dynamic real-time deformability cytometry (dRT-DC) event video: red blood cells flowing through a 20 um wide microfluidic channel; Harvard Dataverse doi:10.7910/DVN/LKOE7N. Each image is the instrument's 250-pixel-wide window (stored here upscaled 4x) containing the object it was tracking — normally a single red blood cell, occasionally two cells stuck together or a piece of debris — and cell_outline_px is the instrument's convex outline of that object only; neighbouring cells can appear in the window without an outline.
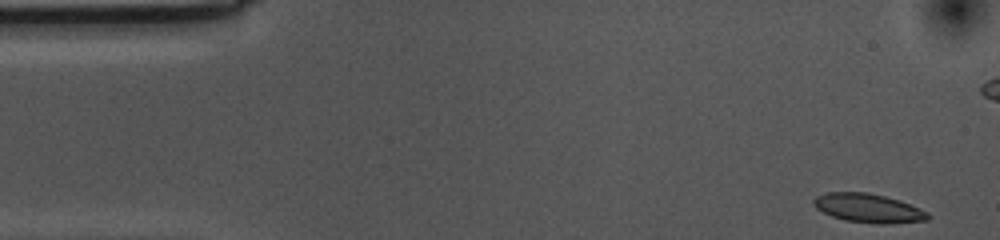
{"species": "common noctule bat (a hibernating species)", "species_latin": "Nyctalus noctula", "temperature_condition": "cold", "stored_images_in_passage": 43, "camera_frame_rate_fps": 3000, "um_per_image_px": 0.085, "animal": {"sex": "female", "body_mass_g": 10.0, "forearm_length_mm": 53.1}, "frame": {"image": 1, "passage_image": 1, "time_ms": 0.0, "image_size_px": [1000, 240], "cell_outline_px": [[932, 216], [928, 220], [888, 224], [880, 224], [844, 220], [832, 216], [816, 208], [812, 204], [812, 200], [816, 196], [828, 192], [868, 192], [900, 200], [920, 208], [928, 212]], "centroid_in_image_um": [73.83, 17.69], "position_along_channel_um": 11.2, "area_um2": 19.36}}
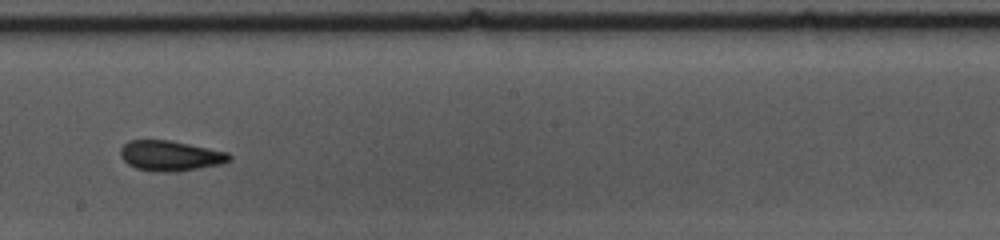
{"frame": {"image": 2, "passage_image": 28, "time_ms": 9.0, "image_size_px": [1000, 240], "cell_outline_px": [[232, 160], [220, 164], [176, 172], [160, 172], [136, 168], [128, 164], [120, 156], [120, 148], [128, 140], [168, 140], [228, 152], [232, 156]], "centroid_in_image_um": [14.47, 13.24], "position_along_channel_um": 233.7, "area_um2": 19.13}}
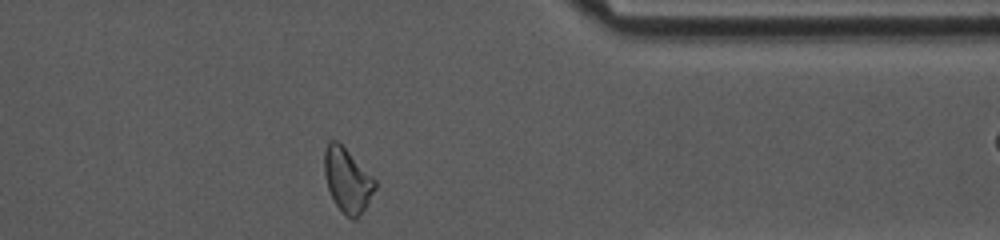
{"frame": {"image": 3, "passage_image": 42, "time_ms": 13.667, "image_size_px": [1000, 240], "cell_outline_px": [[376, 188], [364, 208], [356, 220], [352, 220], [336, 204], [328, 188], [324, 172], [324, 152], [328, 140], [336, 140], [376, 180]], "centroid_in_image_um": [29.51, 15.3], "position_along_channel_um": 381.9, "area_um2": 18.38}, "authors_computed_cell_mechanics": {"area_um2": 19.363, "velocity_mm_per_s": 3.5396, "shape_relaxation_time_tau1_ms": 5.8623, "shape_relaxation_time_tau2_ms": 1.8677, "deformation_change_tau1": 0.1317, "deformation_change_tau2": 0.0818}}